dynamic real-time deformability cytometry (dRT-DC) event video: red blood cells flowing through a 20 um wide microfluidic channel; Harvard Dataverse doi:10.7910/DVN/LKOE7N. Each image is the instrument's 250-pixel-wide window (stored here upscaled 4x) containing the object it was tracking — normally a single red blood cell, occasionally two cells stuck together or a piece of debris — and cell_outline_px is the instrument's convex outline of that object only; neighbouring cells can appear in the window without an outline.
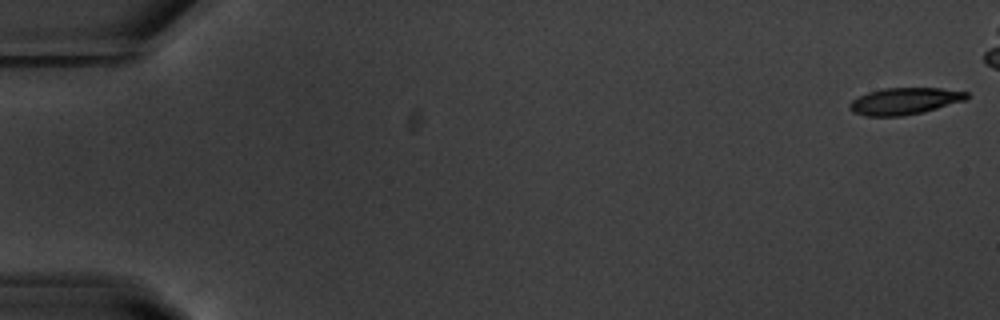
{"species": "common noctule bat (a hibernating species)", "species_latin": "Nyctalus noctula", "temperature_condition": "warm", "stored_images_in_passage": 48, "camera_frame_rate_fps": 3000, "um_per_image_px": 0.085, "animal": {"sex": "male", "body_mass_g": 20.1, "forearm_length_mm": 53.5}, "frame": {"image": 1, "passage_image": 1, "time_ms": 0.0, "image_size_px": [1000, 320], "cell_outline_px": [[968, 96], [964, 100], [924, 112], [904, 116], [864, 116], [852, 112], [848, 108], [848, 104], [856, 96], [868, 92], [884, 88], [940, 88], [968, 92]], "centroid_in_image_um": [76.82, 8.6], "position_along_channel_um": 8.2, "area_um2": 18.38}}
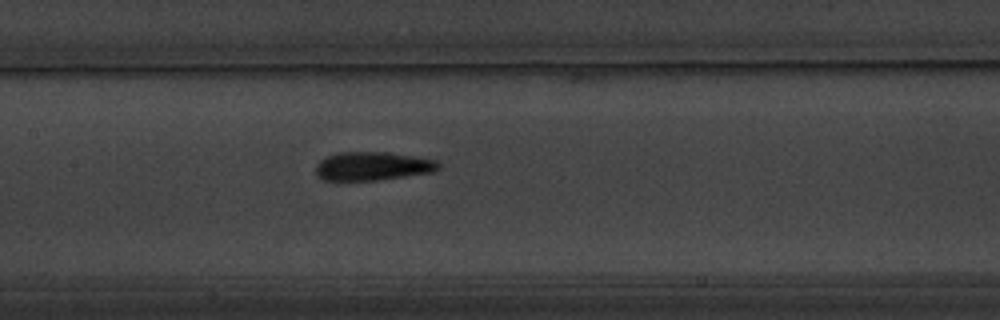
{"frame": {"image": 2, "passage_image": 27, "time_ms": 8.667, "image_size_px": [1000, 320], "cell_outline_px": [[440, 168], [436, 172], [376, 180], [324, 180], [316, 176], [316, 164], [324, 156], [336, 152], [388, 152], [436, 160], [440, 164]], "centroid_in_image_um": [31.65, 14.12], "position_along_channel_um": 175.7, "area_um2": 20.63}}
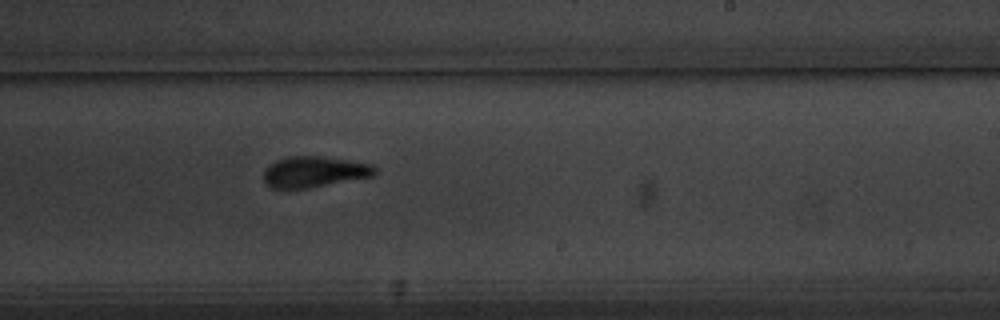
{"frame": {"image": 3, "passage_image": 34, "time_ms": 11.0, "image_size_px": [1000, 320], "cell_outline_px": [[376, 172], [372, 176], [308, 188], [272, 188], [264, 184], [264, 168], [276, 160], [288, 156], [320, 156], [348, 160], [372, 164], [376, 168]], "centroid_in_image_um": [26.67, 14.6], "position_along_channel_um": 262.3, "area_um2": 20.0}}